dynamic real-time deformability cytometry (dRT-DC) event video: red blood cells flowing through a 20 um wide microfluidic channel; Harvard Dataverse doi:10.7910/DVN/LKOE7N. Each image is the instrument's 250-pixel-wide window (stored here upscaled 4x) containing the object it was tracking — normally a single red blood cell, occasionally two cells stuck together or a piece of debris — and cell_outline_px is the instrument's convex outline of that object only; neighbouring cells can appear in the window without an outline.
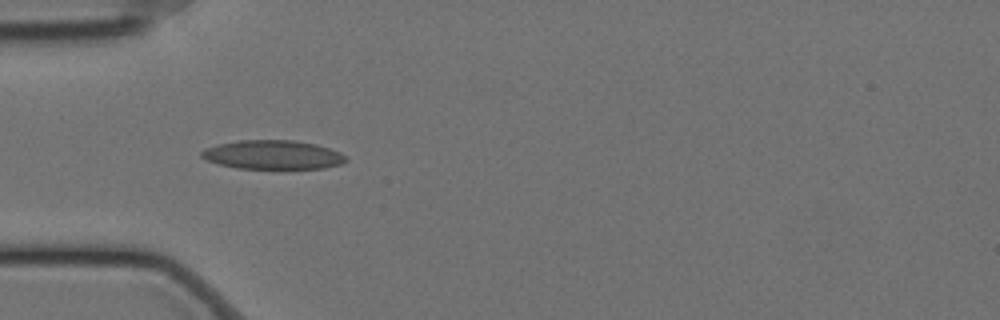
{"species": "Egyptian fruit bat (a non-hibernating species)", "species_latin": "Rousettus aegyptiacus", "temperature_condition": "cold", "stored_images_in_passage": 41, "camera_frame_rate_fps": 3000, "um_per_image_px": 0.085, "animal": {"sex": "female"}, "frame": {"image": 1, "passage_image": 1, "time_ms": 0.0, "image_size_px": [1000, 320], "cell_outline_px": [[348, 160], [340, 164], [324, 168], [236, 168], [220, 164], [208, 160], [200, 156], [200, 152], [204, 148], [220, 144], [240, 140], [292, 140], [316, 144], [340, 152], [348, 156]], "centroid_in_image_um": [23.21, 13.15], "position_along_channel_um": 61.8, "area_um2": 24.22}}
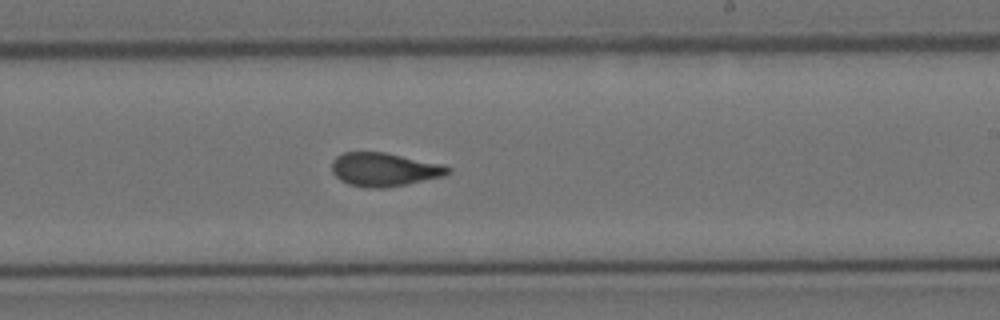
{"frame": {"image": 2, "passage_image": 18, "time_ms": 5.667, "image_size_px": [1000, 320], "cell_outline_px": [[452, 172], [444, 176], [408, 184], [384, 188], [364, 188], [348, 184], [340, 180], [332, 172], [332, 160], [336, 156], [344, 152], [384, 152], [444, 164], [452, 168]], "centroid_in_image_um": [32.68, 14.41], "position_along_channel_um": 256.3, "area_um2": 23.0}}
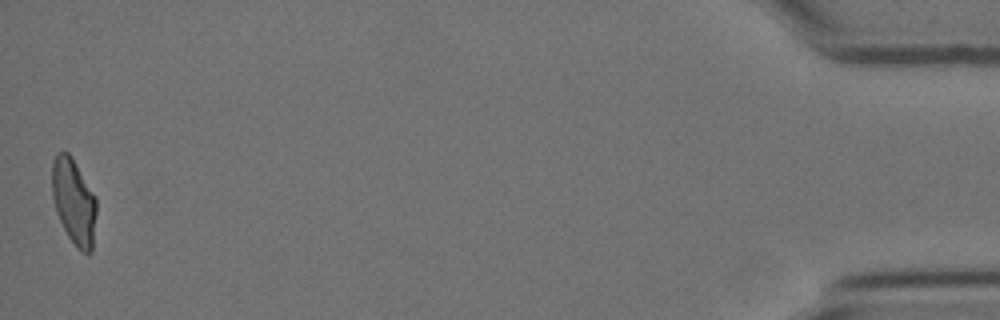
{"frame": {"image": 3, "passage_image": 41, "time_ms": 13.333, "image_size_px": [1000, 320], "cell_outline_px": [[96, 212], [92, 252], [80, 252], [76, 248], [68, 236], [56, 212], [52, 196], [52, 160], [56, 152], [68, 152], [72, 156], [96, 196]], "centroid_in_image_um": [6.27, 17.11], "position_along_channel_um": 428.9, "area_um2": 22.43}, "authors_computed_cell_mechanics": {"area_um2": 22.5998, "velocity_mm_per_s": 3.4593, "shape_relaxation_time_tau1_ms": 8.4057, "shape_relaxation_time_tau2_ms": 1.4845, "deformation_change_tau1": 0.1952, "deformation_change_tau2": 0.0746}}